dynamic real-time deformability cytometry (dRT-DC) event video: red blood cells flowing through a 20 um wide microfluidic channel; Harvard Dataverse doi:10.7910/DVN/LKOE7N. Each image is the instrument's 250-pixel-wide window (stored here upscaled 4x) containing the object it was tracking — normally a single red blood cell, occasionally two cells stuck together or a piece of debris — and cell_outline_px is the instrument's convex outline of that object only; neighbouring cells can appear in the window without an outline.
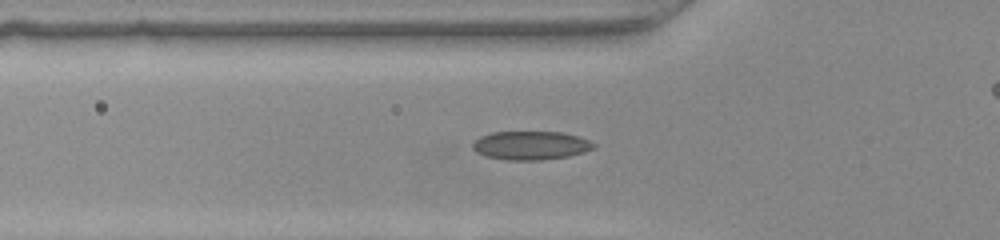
{"species": "common noctule bat (a hibernating species)", "species_latin": "Nyctalus noctula", "temperature_condition": "warm", "stored_images_in_passage": 34, "camera_frame_rate_fps": 3000, "um_per_image_px": 0.085, "animal": {"sex": "female", "body_mass_g": 22.0, "forearm_length_mm": 56.7}, "frame": {"image": 1, "passage_image": 8, "time_ms": 2.333, "image_size_px": [1000, 240], "cell_outline_px": [[596, 148], [584, 152], [568, 156], [540, 160], [508, 160], [484, 156], [476, 152], [472, 148], [472, 144], [480, 136], [492, 132], [560, 132], [576, 136], [588, 140], [596, 144]], "centroid_in_image_um": [45.1, 12.36], "position_along_channel_um": 80.7, "area_um2": 20.17}}
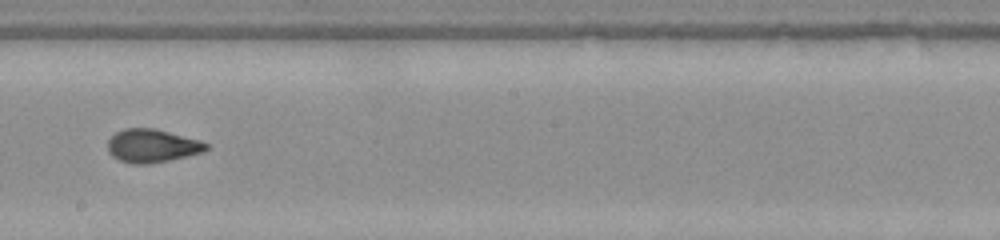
{"frame": {"image": 2, "passage_image": 19, "time_ms": 6.0, "image_size_px": [1000, 240], "cell_outline_px": [[208, 148], [204, 152], [168, 160], [148, 164], [132, 164], [120, 160], [112, 156], [108, 152], [108, 140], [116, 132], [124, 128], [156, 128], [200, 140], [208, 144]], "centroid_in_image_um": [12.92, 12.38], "position_along_channel_um": 235.3, "area_um2": 19.13}}
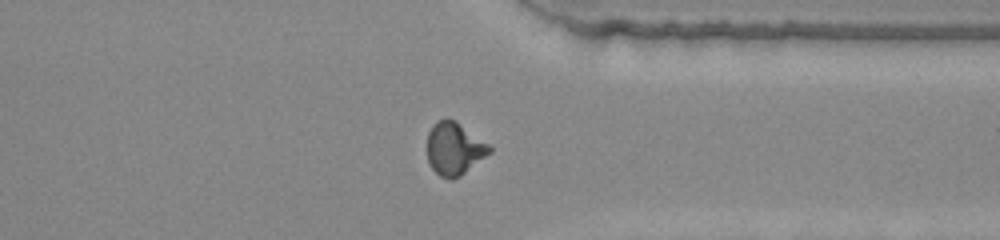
{"frame": {"image": 3, "passage_image": 29, "time_ms": 9.333, "image_size_px": [1000, 240], "cell_outline_px": [[492, 152], [460, 176], [452, 180], [448, 180], [440, 176], [432, 168], [428, 160], [428, 132], [432, 124], [436, 120], [444, 116], [448, 116], [456, 120], [488, 144], [492, 148]], "centroid_in_image_um": [38.6, 12.6], "position_along_channel_um": 372.8, "area_um2": 19.42}}